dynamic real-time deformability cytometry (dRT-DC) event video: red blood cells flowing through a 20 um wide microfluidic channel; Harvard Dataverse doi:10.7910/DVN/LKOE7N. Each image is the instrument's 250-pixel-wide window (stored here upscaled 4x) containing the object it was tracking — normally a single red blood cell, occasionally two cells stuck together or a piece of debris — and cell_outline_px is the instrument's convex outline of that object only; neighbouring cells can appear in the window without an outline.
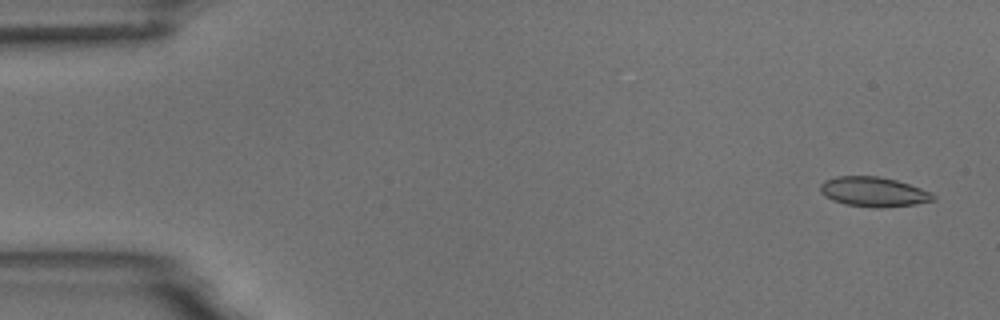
{"species": "common noctule bat (a hibernating species)", "species_latin": "Nyctalus noctula", "temperature_condition": "room temperature", "stored_images_in_passage": 6, "camera_frame_rate_fps": 3000, "um_per_image_px": 0.085, "animal": {"sex": "male", "body_mass_g": 18.8}, "frame": {"image": 1, "passage_image": 1, "time_ms": 0.0, "image_size_px": [1000, 320], "cell_outline_px": [[936, 200], [916, 204], [880, 208], [876, 208], [844, 204], [832, 200], [820, 192], [820, 184], [824, 180], [836, 176], [880, 176], [896, 180], [932, 192], [936, 196]], "centroid_in_image_um": [74.26, 16.3], "position_along_channel_um": 10.7, "area_um2": 19.71}}
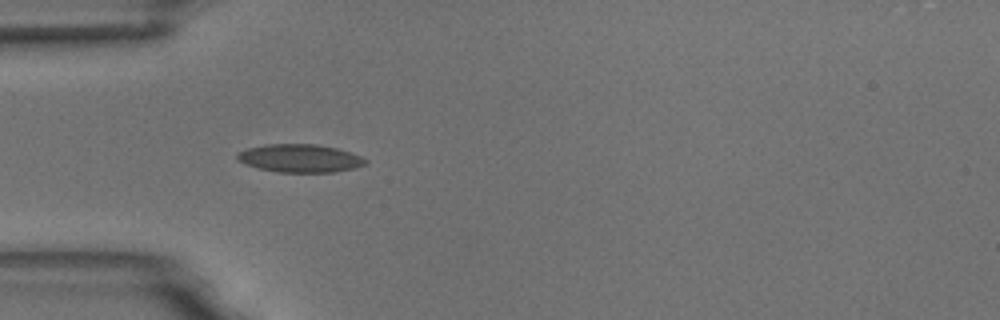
{"frame": {"image": 2, "passage_image": 5, "time_ms": 4.667, "image_size_px": [1000, 320], "cell_outline_px": [[368, 164], [356, 168], [332, 172], [276, 172], [244, 164], [236, 160], [236, 152], [248, 148], [264, 144], [316, 144], [336, 148], [360, 156], [368, 160]], "centroid_in_image_um": [25.47, 13.45], "position_along_channel_um": 59.5, "area_um2": 21.1}}